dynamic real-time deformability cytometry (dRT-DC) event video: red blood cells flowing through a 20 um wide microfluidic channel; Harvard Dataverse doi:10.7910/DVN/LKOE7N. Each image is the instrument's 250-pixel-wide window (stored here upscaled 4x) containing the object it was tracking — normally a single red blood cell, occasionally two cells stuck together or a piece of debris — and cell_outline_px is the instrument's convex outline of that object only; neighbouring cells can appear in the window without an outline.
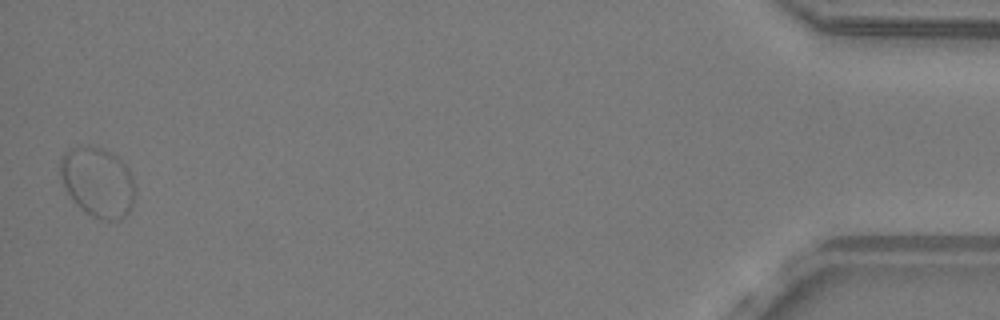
{"species": "common noctule bat (a hibernating species)", "species_latin": "Nyctalus noctula", "temperature_condition": "warm", "stored_images_in_passage": 38, "camera_frame_rate_fps": 3000, "um_per_image_px": 0.085, "animal": {"sex": "male", "body_mass_g": 19.2, "forearm_length_mm": 51.8}, "frame": {"image": 1, "passage_image": 38, "time_ms": 12.333, "image_size_px": [1000, 320], "cell_outline_px": [[136, 188], [132, 208], [120, 220], [104, 220], [92, 216], [68, 192], [60, 176], [60, 160], [64, 152], [76, 148], [100, 148], [112, 152], [128, 168], [132, 176]], "centroid_in_image_um": [8.37, 15.49], "position_along_channel_um": 426.8, "area_um2": 29.71}, "authors_computed_cell_mechanics": {"area_um2": 18.1781, "velocity_mm_per_s": 3.8832, "shape_relaxation_time_tau1_ms": null, "shape_relaxation_time_tau2_ms": 2.1275, "deformation_change_tau1": null, "deformation_change_tau2": 0.0539}}